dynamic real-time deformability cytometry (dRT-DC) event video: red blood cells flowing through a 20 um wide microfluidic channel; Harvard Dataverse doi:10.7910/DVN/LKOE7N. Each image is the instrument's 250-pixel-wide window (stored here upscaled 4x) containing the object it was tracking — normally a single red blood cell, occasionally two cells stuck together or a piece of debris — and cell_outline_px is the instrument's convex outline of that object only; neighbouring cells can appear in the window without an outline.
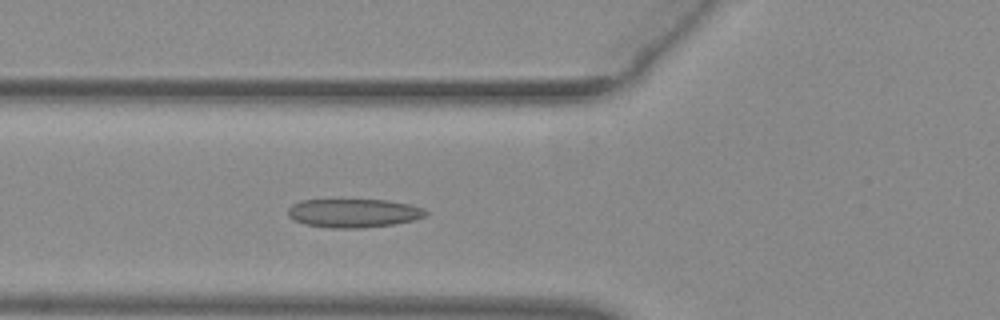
{"species": "common noctule bat (a hibernating species)", "species_latin": "Nyctalus noctula", "temperature_condition": "warm", "stored_images_in_passage": 43, "camera_frame_rate_fps": 3000, "um_per_image_px": 0.085, "animal": {"sex": "female", "body_mass_g": 29.2, "forearm_length_mm": 56.3}, "frame": {"image": 1, "passage_image": 16, "time_ms": 5.0, "image_size_px": [1000, 320], "cell_outline_px": [[428, 212], [424, 216], [416, 220], [396, 224], [364, 228], [332, 228], [304, 224], [288, 216], [288, 208], [292, 204], [300, 200], [384, 200], [408, 204], [424, 208]], "centroid_in_image_um": [30.07, 18.12], "position_along_channel_um": 95.7, "area_um2": 23.06}}
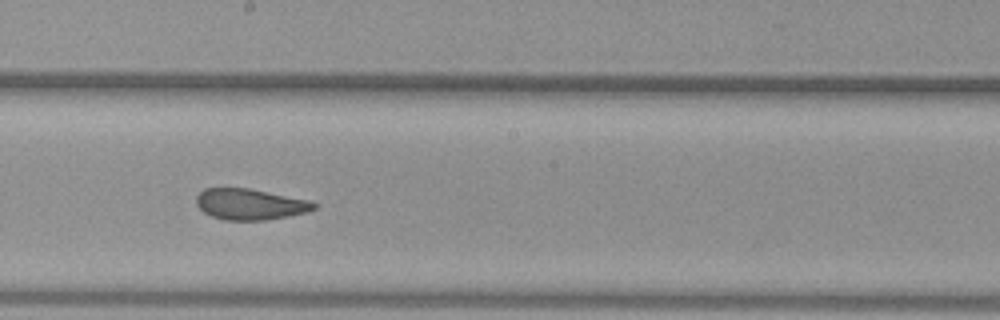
{"frame": {"image": 2, "passage_image": 26, "time_ms": 8.333, "image_size_px": [1000, 320], "cell_outline_px": [[316, 208], [308, 212], [268, 220], [224, 220], [212, 216], [204, 212], [196, 204], [196, 196], [204, 188], [248, 188], [308, 200], [316, 204]], "centroid_in_image_um": [21.24, 17.36], "position_along_channel_um": 227.0, "area_um2": 21.15}}
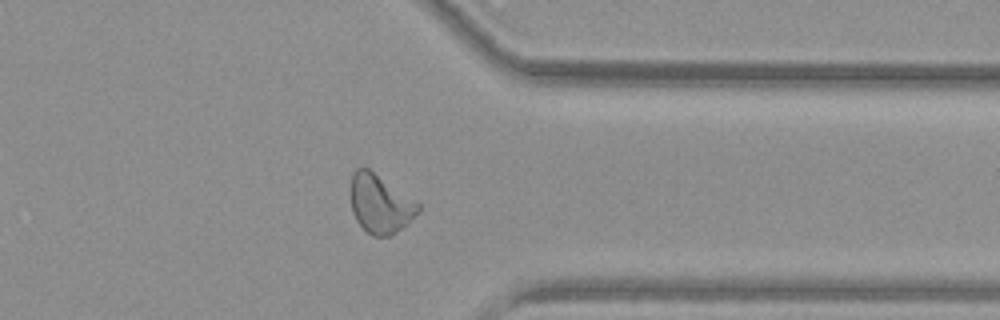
{"frame": {"image": 3, "passage_image": 38, "time_ms": 12.333, "image_size_px": [1000, 320], "cell_outline_px": [[420, 212], [396, 232], [388, 236], [372, 236], [356, 220], [352, 212], [352, 172], [356, 168], [368, 168], [420, 204]], "centroid_in_image_um": [32.32, 17.34], "position_along_channel_um": 379.1, "area_um2": 22.54}, "authors_computed_cell_mechanics": {"area_um2": 22.7732, "velocity_mm_per_s": 3.9234, "shape_relaxation_time_tau1_ms": 7.6433, "shape_relaxation_time_tau2_ms": 1.3102, "deformation_change_tau1": 0.1929, "deformation_change_tau2": 0.0832}}